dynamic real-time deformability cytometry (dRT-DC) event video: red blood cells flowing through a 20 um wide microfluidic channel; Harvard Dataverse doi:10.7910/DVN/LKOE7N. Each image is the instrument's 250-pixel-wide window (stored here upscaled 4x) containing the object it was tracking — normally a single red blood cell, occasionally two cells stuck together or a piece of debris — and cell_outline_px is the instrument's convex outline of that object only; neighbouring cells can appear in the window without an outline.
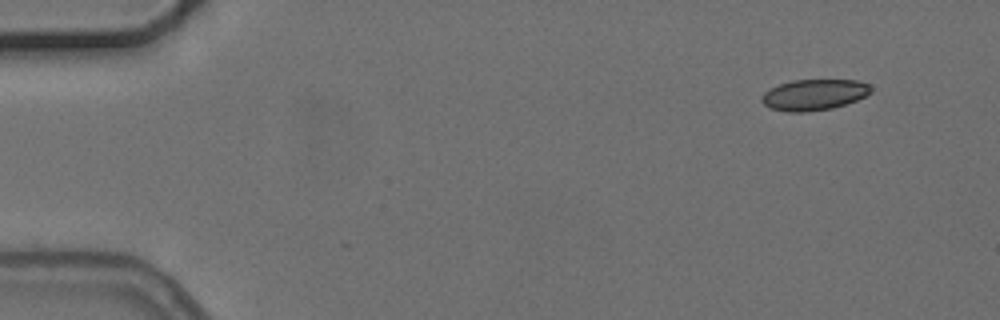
{"species": "common noctule bat (a hibernating species)", "species_latin": "Nyctalus noctula", "temperature_condition": "cold", "stored_images_in_passage": 6, "camera_frame_rate_fps": 3000, "um_per_image_px": 0.085, "animal": {"sex": "female", "body_mass_g": 24.6, "forearm_length_mm": 56.2}, "frame": {"image": 1, "passage_image": 1, "time_ms": 0.0, "image_size_px": [1000, 320], "cell_outline_px": [[872, 92], [856, 100], [832, 108], [804, 112], [788, 112], [772, 108], [764, 104], [760, 100], [760, 96], [764, 92], [780, 84], [792, 80], [856, 80], [868, 84], [872, 88]], "centroid_in_image_um": [69.18, 8.05], "position_along_channel_um": 15.8, "area_um2": 19.54}}
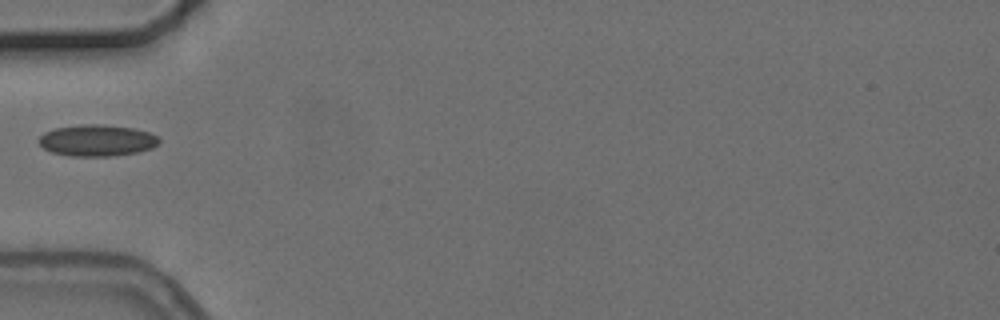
{"frame": {"image": 2, "passage_image": 5, "time_ms": 4.667, "image_size_px": [1000, 320], "cell_outline_px": [[160, 144], [152, 148], [136, 152], [116, 156], [72, 156], [52, 152], [44, 148], [36, 140], [44, 132], [56, 128], [80, 124], [104, 124], [132, 128], [148, 132], [156, 136], [160, 140]], "centroid_in_image_um": [8.24, 11.93], "position_along_channel_um": 76.8, "area_um2": 22.14}}
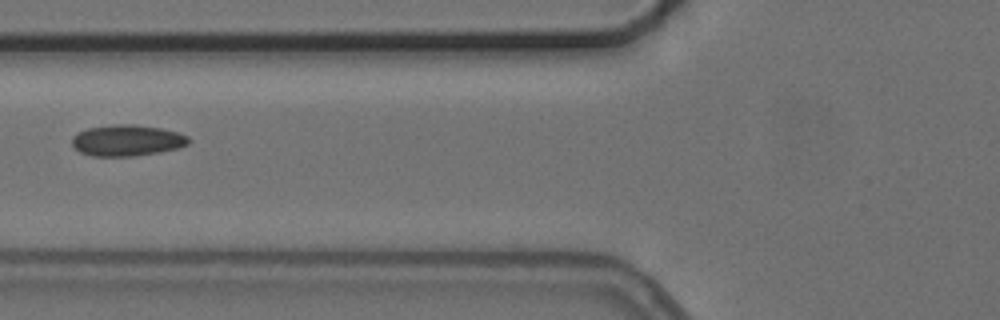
{"frame": {"image": 3, "passage_image": 6, "time_ms": 5.667, "image_size_px": [1000, 320], "cell_outline_px": [[192, 140], [188, 144], [180, 148], [160, 152], [136, 156], [92, 156], [80, 152], [72, 144], [72, 136], [88, 128], [112, 124], [132, 124], [160, 128], [180, 132], [188, 136]], "centroid_in_image_um": [10.85, 11.93], "position_along_channel_um": 115.0, "area_um2": 21.39}}